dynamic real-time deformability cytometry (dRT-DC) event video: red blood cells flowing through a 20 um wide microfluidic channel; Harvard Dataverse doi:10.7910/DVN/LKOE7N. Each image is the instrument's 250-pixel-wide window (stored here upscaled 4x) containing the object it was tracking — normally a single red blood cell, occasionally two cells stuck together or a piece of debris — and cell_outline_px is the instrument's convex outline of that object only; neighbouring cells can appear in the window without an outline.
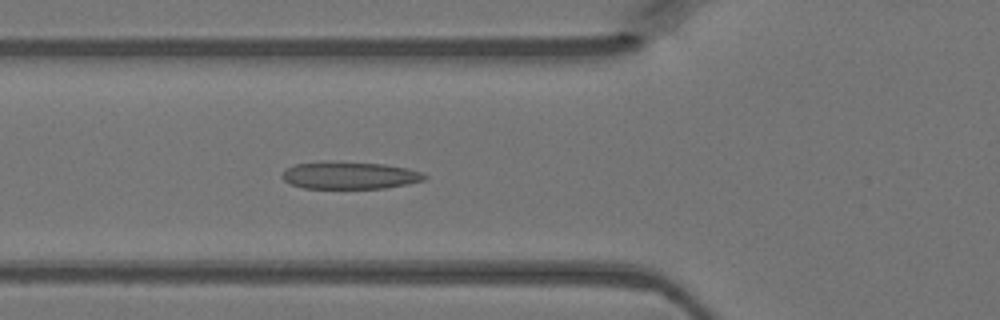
{"species": "Egyptian fruit bat (a non-hibernating species)", "species_latin": "Rousettus aegyptiacus", "temperature_condition": "warm", "stored_images_in_passage": 46, "camera_frame_rate_fps": 3000, "um_per_image_px": 0.085, "animal": {"sex": "female"}, "frame": {"image": 1, "passage_image": 16, "time_ms": 5.0, "image_size_px": [1000, 320], "cell_outline_px": [[428, 176], [424, 180], [408, 184], [384, 188], [304, 188], [292, 184], [284, 180], [280, 176], [288, 168], [296, 164], [384, 164], [408, 168], [424, 172]], "centroid_in_image_um": [29.83, 14.95], "position_along_channel_um": 96.0, "area_um2": 21.62}}
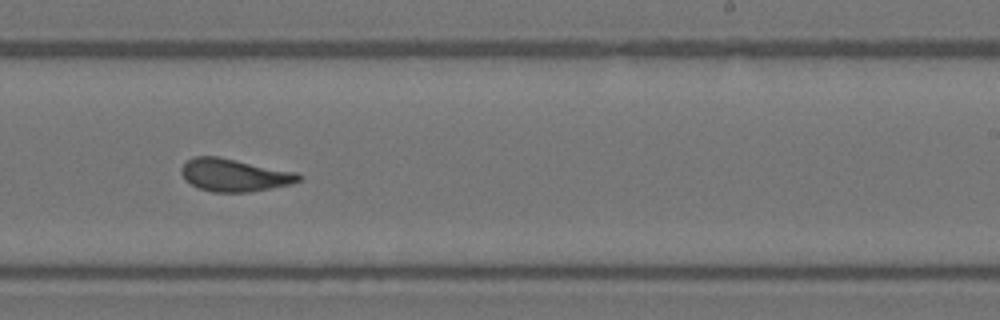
{"frame": {"image": 2, "passage_image": 28, "time_ms": 9.0, "image_size_px": [1000, 320], "cell_outline_px": [[304, 176], [300, 180], [288, 184], [248, 192], [212, 192], [200, 188], [184, 180], [180, 172], [180, 168], [192, 156], [216, 156], [296, 172]], "centroid_in_image_um": [19.87, 14.87], "position_along_channel_um": 269.1, "area_um2": 22.08}}
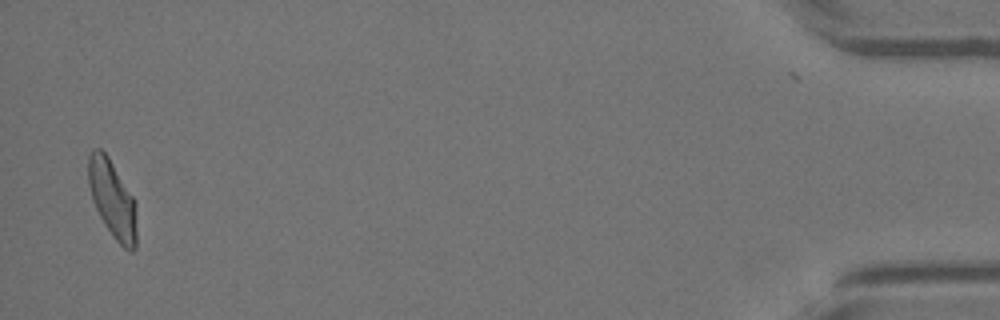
{"frame": {"image": 3, "passage_image": 45, "time_ms": 14.667, "image_size_px": [1000, 320], "cell_outline_px": [[136, 248], [132, 252], [128, 252], [112, 236], [104, 224], [92, 200], [88, 184], [88, 156], [92, 148], [100, 148], [108, 156], [136, 200]], "centroid_in_image_um": [9.56, 16.93], "position_along_channel_um": 425.6, "area_um2": 22.2}}